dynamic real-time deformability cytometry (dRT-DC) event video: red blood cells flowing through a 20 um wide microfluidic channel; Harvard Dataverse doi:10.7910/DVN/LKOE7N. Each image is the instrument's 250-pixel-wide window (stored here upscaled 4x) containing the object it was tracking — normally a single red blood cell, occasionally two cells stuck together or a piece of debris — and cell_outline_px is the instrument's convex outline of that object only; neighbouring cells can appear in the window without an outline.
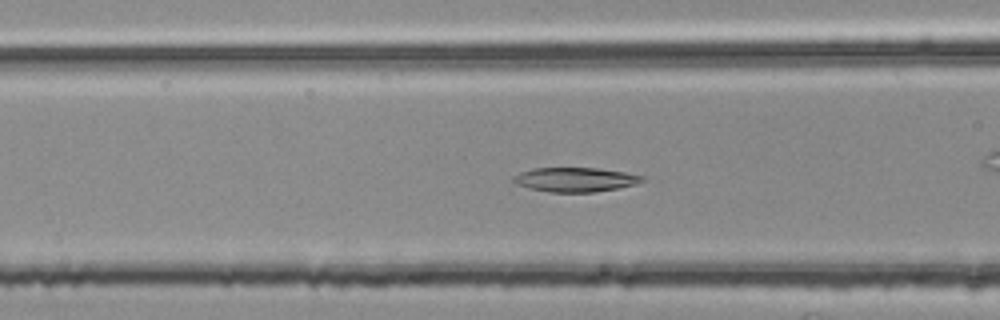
{"species": "common noctule bat (a hibernating species)", "species_latin": "Nyctalus noctula", "temperature_condition": "room temperature", "stored_images_in_passage": 55, "camera_frame_rate_fps": 3000, "um_per_image_px": 0.085, "animal": {"sex": "female", "body_mass_g": 25.1}, "frame": {"image": 1, "passage_image": 22, "time_ms": 7.0, "image_size_px": [1000, 320], "cell_outline_px": [[648, 180], [636, 184], [616, 188], [592, 192], [552, 192], [528, 188], [516, 184], [512, 180], [512, 176], [520, 172], [532, 168], [596, 168], [624, 172], [644, 176]], "centroid_in_image_um": [48.89, 15.26], "position_along_channel_um": 117.7, "area_um2": 18.26}}
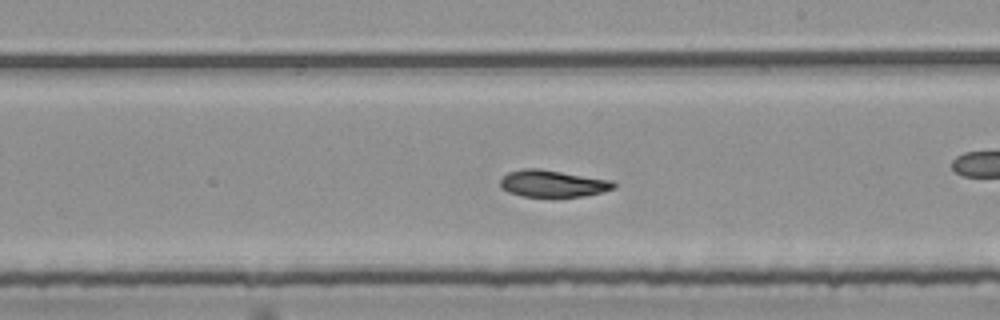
{"frame": {"image": 2, "passage_image": 32, "time_ms": 10.333, "image_size_px": [1000, 320], "cell_outline_px": [[616, 188], [584, 196], [520, 196], [508, 192], [500, 188], [500, 180], [508, 172], [524, 168], [540, 168], [612, 180], [616, 184]], "centroid_in_image_um": [46.96, 15.59], "position_along_channel_um": 242.0, "area_um2": 17.8}}
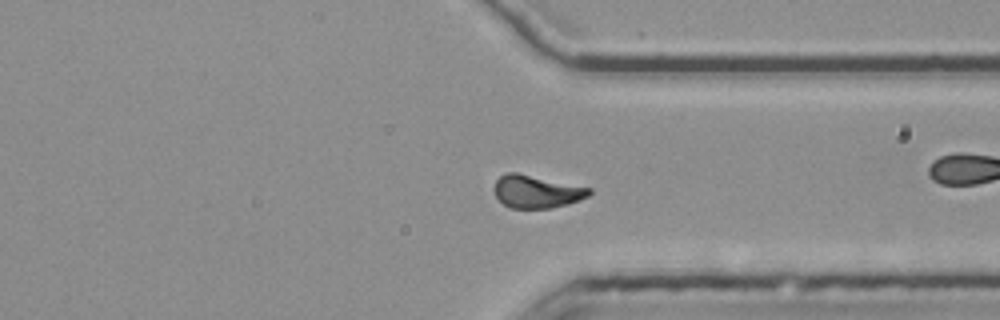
{"frame": {"image": 3, "passage_image": 42, "time_ms": 13.667, "image_size_px": [1000, 320], "cell_outline_px": [[592, 192], [588, 196], [580, 200], [568, 204], [552, 208], [508, 208], [496, 196], [496, 180], [500, 176], [508, 172], [516, 172], [592, 188]], "centroid_in_image_um": [45.65, 16.29], "position_along_channel_um": 365.8, "area_um2": 18.03}, "authors_computed_cell_mechanics": {"area_um2": 18.2648, "velocity_mm_per_s": 3.7345, "shape_relaxation_time_tau1_ms": null, "shape_relaxation_time_tau2_ms": 8.2979, "deformation_change_tau1": null, "deformation_change_tau2": 0.1348}}